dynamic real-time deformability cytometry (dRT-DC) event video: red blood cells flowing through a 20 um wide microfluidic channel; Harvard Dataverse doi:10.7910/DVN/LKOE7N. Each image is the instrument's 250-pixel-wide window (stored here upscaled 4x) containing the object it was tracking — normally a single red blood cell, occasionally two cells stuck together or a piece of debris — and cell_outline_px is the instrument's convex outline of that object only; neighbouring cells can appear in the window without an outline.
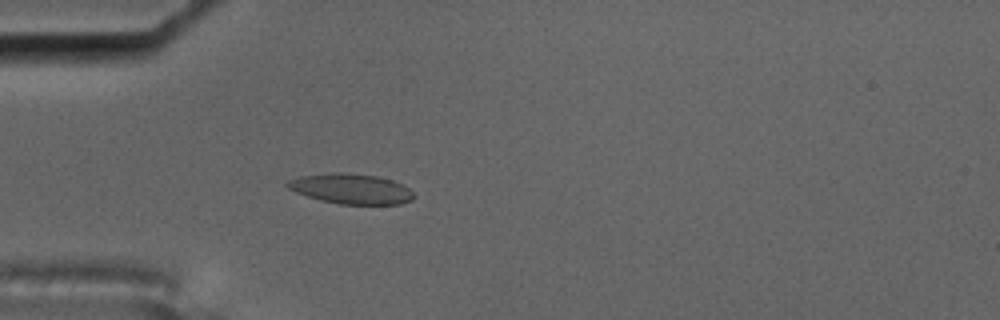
{"species": "common noctule bat (a hibernating species)", "species_latin": "Nyctalus noctula", "temperature_condition": "cold", "stored_images_in_passage": 3, "camera_frame_rate_fps": 3000, "um_per_image_px": 0.085, "animal": {"sex": "male", "body_mass_g": 17.5, "forearm_length_mm": 52.3}, "frame": {"image": 1, "passage_image": 3, "time_ms": 0.667, "image_size_px": [1000, 320], "cell_outline_px": [[416, 196], [412, 200], [400, 204], [340, 204], [320, 200], [296, 192], [288, 188], [284, 184], [288, 180], [300, 176], [332, 172], [340, 172], [376, 176], [392, 180], [404, 184]], "centroid_in_image_um": [29.85, 16.05], "position_along_channel_um": 55.2, "area_um2": 22.25}}